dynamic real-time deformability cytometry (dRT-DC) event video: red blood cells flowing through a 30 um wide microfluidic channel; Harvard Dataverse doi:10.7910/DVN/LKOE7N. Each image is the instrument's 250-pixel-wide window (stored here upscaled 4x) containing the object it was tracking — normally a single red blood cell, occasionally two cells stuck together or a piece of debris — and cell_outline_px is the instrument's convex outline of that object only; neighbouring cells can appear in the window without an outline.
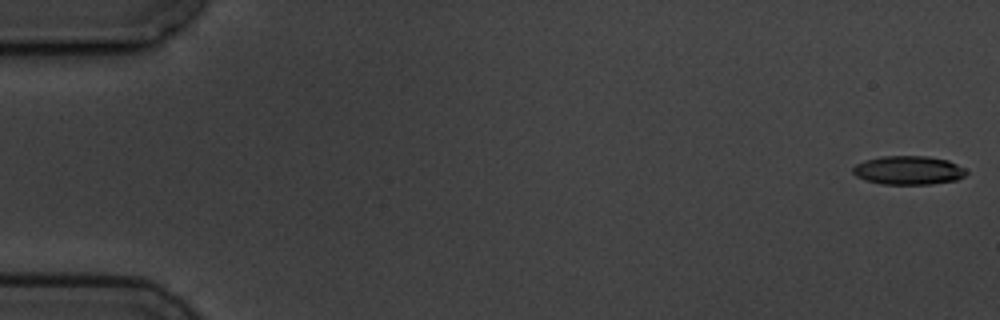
{"species": "common noctule bat (a hibernating species)", "species_latin": "Nyctalus noctula", "temperature_condition": "cold", "stored_images_in_passage": 3, "camera_frame_rate_fps": 3000, "um_per_image_px": 0.085, "animal": {"sex": "male", "body_mass_g": 19.5, "forearm_length_mm": 54.6}, "frame": {"image": 1, "passage_image": 1, "time_ms": 0.0, "image_size_px": [1000, 320], "cell_outline_px": [[968, 172], [964, 176], [956, 180], [932, 184], [880, 184], [856, 176], [852, 172], [852, 168], [856, 164], [864, 160], [880, 156], [928, 156], [948, 160], [964, 168]], "centroid_in_image_um": [77.21, 14.47], "position_along_channel_um": 7.8, "area_um2": 19.02}}
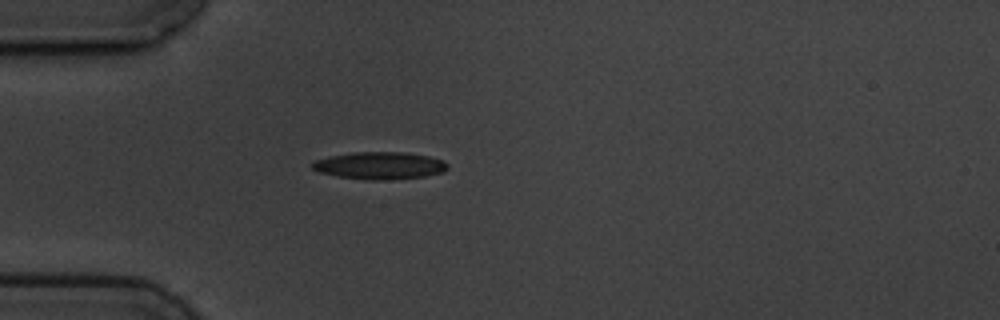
{"frame": {"image": 2, "passage_image": 3, "time_ms": 5.0, "image_size_px": [1000, 320], "cell_outline_px": [[448, 168], [444, 172], [424, 176], [376, 180], [368, 180], [340, 176], [320, 172], [312, 168], [312, 164], [316, 160], [328, 156], [352, 152], [400, 152], [428, 156], [444, 160], [448, 164]], "centroid_in_image_um": [32.29, 14.06], "position_along_channel_um": 52.7, "area_um2": 21.27}}